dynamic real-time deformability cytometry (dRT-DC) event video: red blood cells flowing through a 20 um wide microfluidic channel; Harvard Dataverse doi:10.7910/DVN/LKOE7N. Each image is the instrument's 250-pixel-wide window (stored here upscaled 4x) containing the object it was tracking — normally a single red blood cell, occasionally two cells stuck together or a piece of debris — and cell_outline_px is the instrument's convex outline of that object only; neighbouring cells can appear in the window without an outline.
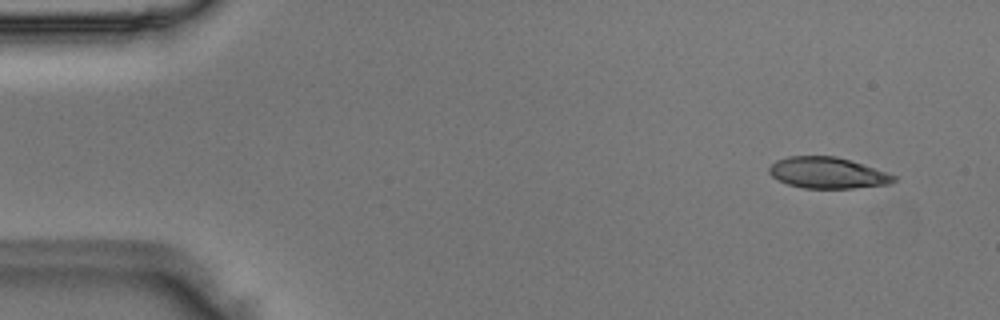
{"species": "Egyptian fruit bat (a non-hibernating species)", "species_latin": "Rousettus aegyptiacus", "temperature_condition": "room temperature", "stored_images_in_passage": 48, "camera_frame_rate_fps": 3000, "um_per_image_px": 0.085, "animal": {"sex": "male"}, "frame": {"image": 1, "passage_image": 2, "time_ms": 0.333, "image_size_px": [1000, 320], "cell_outline_px": [[896, 180], [892, 184], [852, 188], [804, 188], [788, 184], [772, 176], [768, 172], [768, 168], [776, 160], [788, 156], [836, 156], [864, 164], [896, 176]], "centroid_in_image_um": [70.35, 14.69], "position_along_channel_um": 14.7, "area_um2": 22.6}}
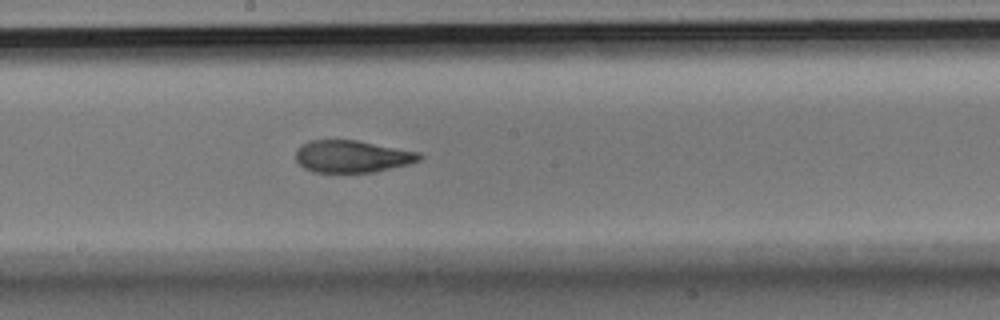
{"frame": {"image": 2, "passage_image": 25, "time_ms": 8.0, "image_size_px": [1000, 320], "cell_outline_px": [[424, 156], [420, 160], [408, 164], [372, 172], [312, 172], [304, 168], [296, 160], [296, 148], [300, 144], [308, 140], [356, 140], [420, 152]], "centroid_in_image_um": [29.9, 13.28], "position_along_channel_um": 218.3, "area_um2": 23.24}}
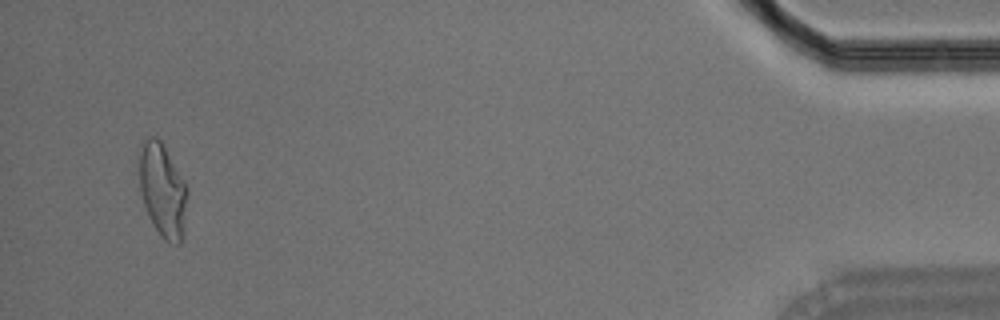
{"frame": {"image": 3, "passage_image": 46, "time_ms": 15.0, "image_size_px": [1000, 320], "cell_outline_px": [[188, 196], [180, 244], [176, 244], [164, 240], [160, 236], [144, 204], [140, 188], [140, 144], [148, 136], [156, 136], [160, 140], [188, 188]], "centroid_in_image_um": [13.82, 16.15], "position_along_channel_um": 421.4, "area_um2": 25.61}}